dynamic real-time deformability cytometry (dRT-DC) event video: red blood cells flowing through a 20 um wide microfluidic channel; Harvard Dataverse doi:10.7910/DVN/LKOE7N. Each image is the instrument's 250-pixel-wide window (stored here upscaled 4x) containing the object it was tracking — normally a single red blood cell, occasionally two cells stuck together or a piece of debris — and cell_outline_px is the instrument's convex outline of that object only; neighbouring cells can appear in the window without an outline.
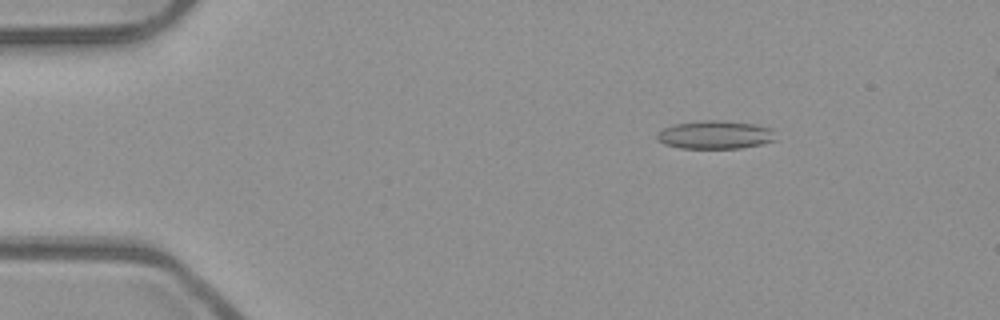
{"species": "common noctule bat (a hibernating species)", "species_latin": "Nyctalus noctula", "temperature_condition": "room temperature", "stored_images_in_passage": 52, "camera_frame_rate_fps": 3000, "um_per_image_px": 0.085, "animal": {"sex": "male", "body_mass_g": 23.1, "forearm_length_mm": 52.7}, "frame": {"image": 1, "passage_image": 7, "time_ms": 2.0, "image_size_px": [1000, 320], "cell_outline_px": [[776, 140], [764, 144], [740, 148], [680, 148], [664, 144], [656, 140], [656, 136], [664, 128], [672, 124], [704, 120], [716, 120], [756, 124], [772, 128]], "centroid_in_image_um": [60.8, 11.46], "position_along_channel_um": 24.2, "area_um2": 19.65}}
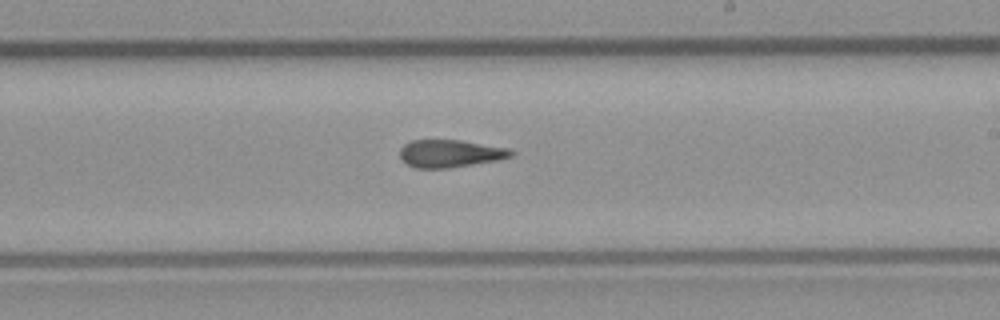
{"frame": {"image": 2, "passage_image": 30, "time_ms": 9.667, "image_size_px": [1000, 320], "cell_outline_px": [[516, 152], [512, 156], [500, 160], [448, 168], [416, 168], [400, 160], [400, 148], [404, 144], [412, 140], [460, 140], [508, 148]], "centroid_in_image_um": [38.27, 13.05], "position_along_channel_um": 250.7, "area_um2": 17.98}}
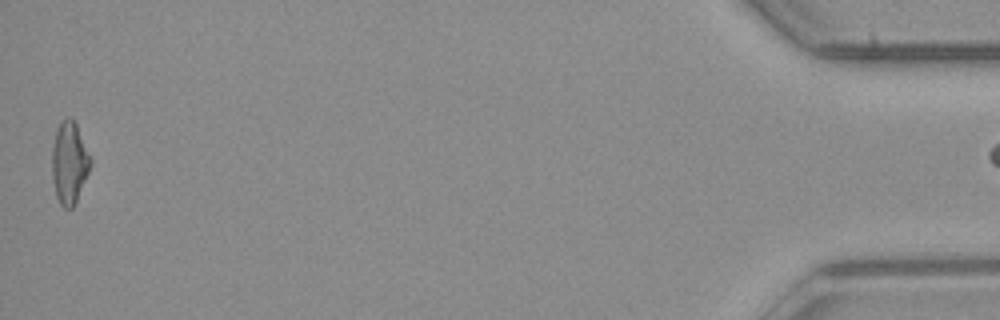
{"frame": {"image": 3, "passage_image": 51, "time_ms": 16.667, "image_size_px": [1000, 320], "cell_outline_px": [[92, 164], [76, 200], [72, 208], [64, 208], [60, 204], [56, 196], [52, 180], [52, 148], [56, 128], [68, 116], [72, 116], [76, 124], [92, 160]], "centroid_in_image_um": [5.88, 13.82], "position_along_channel_um": 429.3, "area_um2": 18.32}}